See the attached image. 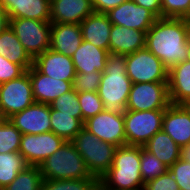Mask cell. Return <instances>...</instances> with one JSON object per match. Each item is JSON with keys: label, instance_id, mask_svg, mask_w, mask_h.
Instances as JSON below:
<instances>
[{"label": "cell", "instance_id": "cell-1", "mask_svg": "<svg viewBox=\"0 0 190 190\" xmlns=\"http://www.w3.org/2000/svg\"><path fill=\"white\" fill-rule=\"evenodd\" d=\"M189 24L187 18H158L146 32L145 47L167 69L188 60Z\"/></svg>", "mask_w": 190, "mask_h": 190}, {"label": "cell", "instance_id": "cell-2", "mask_svg": "<svg viewBox=\"0 0 190 190\" xmlns=\"http://www.w3.org/2000/svg\"><path fill=\"white\" fill-rule=\"evenodd\" d=\"M131 86L132 81L126 73L125 55L109 53L97 91L104 110L124 115Z\"/></svg>", "mask_w": 190, "mask_h": 190}, {"label": "cell", "instance_id": "cell-3", "mask_svg": "<svg viewBox=\"0 0 190 190\" xmlns=\"http://www.w3.org/2000/svg\"><path fill=\"white\" fill-rule=\"evenodd\" d=\"M141 146L117 147L110 169L100 183L110 190H143L145 183L140 172Z\"/></svg>", "mask_w": 190, "mask_h": 190}, {"label": "cell", "instance_id": "cell-4", "mask_svg": "<svg viewBox=\"0 0 190 190\" xmlns=\"http://www.w3.org/2000/svg\"><path fill=\"white\" fill-rule=\"evenodd\" d=\"M43 180L95 179L71 141L39 165Z\"/></svg>", "mask_w": 190, "mask_h": 190}, {"label": "cell", "instance_id": "cell-5", "mask_svg": "<svg viewBox=\"0 0 190 190\" xmlns=\"http://www.w3.org/2000/svg\"><path fill=\"white\" fill-rule=\"evenodd\" d=\"M71 142L82 156L91 175L100 180L112 166L117 146L100 140L84 127Z\"/></svg>", "mask_w": 190, "mask_h": 190}, {"label": "cell", "instance_id": "cell-6", "mask_svg": "<svg viewBox=\"0 0 190 190\" xmlns=\"http://www.w3.org/2000/svg\"><path fill=\"white\" fill-rule=\"evenodd\" d=\"M165 110L131 111L123 115L126 145L143 146L162 130Z\"/></svg>", "mask_w": 190, "mask_h": 190}, {"label": "cell", "instance_id": "cell-7", "mask_svg": "<svg viewBox=\"0 0 190 190\" xmlns=\"http://www.w3.org/2000/svg\"><path fill=\"white\" fill-rule=\"evenodd\" d=\"M125 62L132 83H168V69L146 47L125 55Z\"/></svg>", "mask_w": 190, "mask_h": 190}, {"label": "cell", "instance_id": "cell-8", "mask_svg": "<svg viewBox=\"0 0 190 190\" xmlns=\"http://www.w3.org/2000/svg\"><path fill=\"white\" fill-rule=\"evenodd\" d=\"M10 27L33 60L50 49V21L14 18L10 19Z\"/></svg>", "mask_w": 190, "mask_h": 190}, {"label": "cell", "instance_id": "cell-9", "mask_svg": "<svg viewBox=\"0 0 190 190\" xmlns=\"http://www.w3.org/2000/svg\"><path fill=\"white\" fill-rule=\"evenodd\" d=\"M35 102L28 70L18 78L0 84V116L8 119Z\"/></svg>", "mask_w": 190, "mask_h": 190}, {"label": "cell", "instance_id": "cell-10", "mask_svg": "<svg viewBox=\"0 0 190 190\" xmlns=\"http://www.w3.org/2000/svg\"><path fill=\"white\" fill-rule=\"evenodd\" d=\"M170 104L168 83H132L126 110H165Z\"/></svg>", "mask_w": 190, "mask_h": 190}, {"label": "cell", "instance_id": "cell-11", "mask_svg": "<svg viewBox=\"0 0 190 190\" xmlns=\"http://www.w3.org/2000/svg\"><path fill=\"white\" fill-rule=\"evenodd\" d=\"M66 141L55 133L24 134L21 137L19 153L30 166H39L56 152Z\"/></svg>", "mask_w": 190, "mask_h": 190}, {"label": "cell", "instance_id": "cell-12", "mask_svg": "<svg viewBox=\"0 0 190 190\" xmlns=\"http://www.w3.org/2000/svg\"><path fill=\"white\" fill-rule=\"evenodd\" d=\"M84 128L104 142L117 147L126 145L123 115L103 110L85 120Z\"/></svg>", "mask_w": 190, "mask_h": 190}, {"label": "cell", "instance_id": "cell-13", "mask_svg": "<svg viewBox=\"0 0 190 190\" xmlns=\"http://www.w3.org/2000/svg\"><path fill=\"white\" fill-rule=\"evenodd\" d=\"M109 21L117 26H124L147 32L158 19L151 11L134 3L132 0L123 2L116 8L105 13Z\"/></svg>", "mask_w": 190, "mask_h": 190}, {"label": "cell", "instance_id": "cell-14", "mask_svg": "<svg viewBox=\"0 0 190 190\" xmlns=\"http://www.w3.org/2000/svg\"><path fill=\"white\" fill-rule=\"evenodd\" d=\"M24 134H41L51 132L50 105L34 102L23 111L8 118Z\"/></svg>", "mask_w": 190, "mask_h": 190}, {"label": "cell", "instance_id": "cell-15", "mask_svg": "<svg viewBox=\"0 0 190 190\" xmlns=\"http://www.w3.org/2000/svg\"><path fill=\"white\" fill-rule=\"evenodd\" d=\"M33 65L42 74L55 80L73 81L76 75L72 58L51 49L38 55Z\"/></svg>", "mask_w": 190, "mask_h": 190}, {"label": "cell", "instance_id": "cell-16", "mask_svg": "<svg viewBox=\"0 0 190 190\" xmlns=\"http://www.w3.org/2000/svg\"><path fill=\"white\" fill-rule=\"evenodd\" d=\"M35 102L51 104L73 88V81L55 80L42 74L34 65L28 70Z\"/></svg>", "mask_w": 190, "mask_h": 190}, {"label": "cell", "instance_id": "cell-17", "mask_svg": "<svg viewBox=\"0 0 190 190\" xmlns=\"http://www.w3.org/2000/svg\"><path fill=\"white\" fill-rule=\"evenodd\" d=\"M50 22L80 24L94 13L92 0H50Z\"/></svg>", "mask_w": 190, "mask_h": 190}, {"label": "cell", "instance_id": "cell-18", "mask_svg": "<svg viewBox=\"0 0 190 190\" xmlns=\"http://www.w3.org/2000/svg\"><path fill=\"white\" fill-rule=\"evenodd\" d=\"M162 130L182 148L190 143V116L180 105L170 104L164 111Z\"/></svg>", "mask_w": 190, "mask_h": 190}, {"label": "cell", "instance_id": "cell-19", "mask_svg": "<svg viewBox=\"0 0 190 190\" xmlns=\"http://www.w3.org/2000/svg\"><path fill=\"white\" fill-rule=\"evenodd\" d=\"M82 41L80 24L51 23V50L72 57Z\"/></svg>", "mask_w": 190, "mask_h": 190}, {"label": "cell", "instance_id": "cell-20", "mask_svg": "<svg viewBox=\"0 0 190 190\" xmlns=\"http://www.w3.org/2000/svg\"><path fill=\"white\" fill-rule=\"evenodd\" d=\"M10 19L50 21V0H0Z\"/></svg>", "mask_w": 190, "mask_h": 190}, {"label": "cell", "instance_id": "cell-21", "mask_svg": "<svg viewBox=\"0 0 190 190\" xmlns=\"http://www.w3.org/2000/svg\"><path fill=\"white\" fill-rule=\"evenodd\" d=\"M109 52L90 42L82 41L80 47L72 55V60L75 66L76 73H92L105 70V64Z\"/></svg>", "mask_w": 190, "mask_h": 190}, {"label": "cell", "instance_id": "cell-22", "mask_svg": "<svg viewBox=\"0 0 190 190\" xmlns=\"http://www.w3.org/2000/svg\"><path fill=\"white\" fill-rule=\"evenodd\" d=\"M82 38L94 46L109 52L110 31L112 23L104 13H96L87 16L81 23Z\"/></svg>", "mask_w": 190, "mask_h": 190}, {"label": "cell", "instance_id": "cell-23", "mask_svg": "<svg viewBox=\"0 0 190 190\" xmlns=\"http://www.w3.org/2000/svg\"><path fill=\"white\" fill-rule=\"evenodd\" d=\"M146 33L112 24L109 53L131 54L145 48Z\"/></svg>", "mask_w": 190, "mask_h": 190}, {"label": "cell", "instance_id": "cell-24", "mask_svg": "<svg viewBox=\"0 0 190 190\" xmlns=\"http://www.w3.org/2000/svg\"><path fill=\"white\" fill-rule=\"evenodd\" d=\"M168 92L171 104L179 105L190 98V61L186 60L168 69Z\"/></svg>", "mask_w": 190, "mask_h": 190}, {"label": "cell", "instance_id": "cell-25", "mask_svg": "<svg viewBox=\"0 0 190 190\" xmlns=\"http://www.w3.org/2000/svg\"><path fill=\"white\" fill-rule=\"evenodd\" d=\"M143 148L155 155L167 167L180 159L181 147L163 130L157 132Z\"/></svg>", "mask_w": 190, "mask_h": 190}, {"label": "cell", "instance_id": "cell-26", "mask_svg": "<svg viewBox=\"0 0 190 190\" xmlns=\"http://www.w3.org/2000/svg\"><path fill=\"white\" fill-rule=\"evenodd\" d=\"M0 55L12 63L22 65L26 70L33 66V59L26 52L10 26L0 33Z\"/></svg>", "mask_w": 190, "mask_h": 190}, {"label": "cell", "instance_id": "cell-27", "mask_svg": "<svg viewBox=\"0 0 190 190\" xmlns=\"http://www.w3.org/2000/svg\"><path fill=\"white\" fill-rule=\"evenodd\" d=\"M50 124L51 131L65 141H72L84 127V123L80 119L75 118V114H58V111L51 107Z\"/></svg>", "mask_w": 190, "mask_h": 190}, {"label": "cell", "instance_id": "cell-28", "mask_svg": "<svg viewBox=\"0 0 190 190\" xmlns=\"http://www.w3.org/2000/svg\"><path fill=\"white\" fill-rule=\"evenodd\" d=\"M27 162L19 152L0 153V190L11 184Z\"/></svg>", "mask_w": 190, "mask_h": 190}, {"label": "cell", "instance_id": "cell-29", "mask_svg": "<svg viewBox=\"0 0 190 190\" xmlns=\"http://www.w3.org/2000/svg\"><path fill=\"white\" fill-rule=\"evenodd\" d=\"M43 182L39 166H27L13 182L2 190H41Z\"/></svg>", "mask_w": 190, "mask_h": 190}, {"label": "cell", "instance_id": "cell-30", "mask_svg": "<svg viewBox=\"0 0 190 190\" xmlns=\"http://www.w3.org/2000/svg\"><path fill=\"white\" fill-rule=\"evenodd\" d=\"M22 133L9 119L0 121V153L19 152Z\"/></svg>", "mask_w": 190, "mask_h": 190}, {"label": "cell", "instance_id": "cell-31", "mask_svg": "<svg viewBox=\"0 0 190 190\" xmlns=\"http://www.w3.org/2000/svg\"><path fill=\"white\" fill-rule=\"evenodd\" d=\"M168 169L166 164L141 146L140 172L144 183L166 173Z\"/></svg>", "mask_w": 190, "mask_h": 190}, {"label": "cell", "instance_id": "cell-32", "mask_svg": "<svg viewBox=\"0 0 190 190\" xmlns=\"http://www.w3.org/2000/svg\"><path fill=\"white\" fill-rule=\"evenodd\" d=\"M78 93L72 88L70 91L54 100L50 107L58 114H75V118L82 121V112L79 104Z\"/></svg>", "mask_w": 190, "mask_h": 190}, {"label": "cell", "instance_id": "cell-33", "mask_svg": "<svg viewBox=\"0 0 190 190\" xmlns=\"http://www.w3.org/2000/svg\"><path fill=\"white\" fill-rule=\"evenodd\" d=\"M78 99L83 123L104 110L103 102L97 92H80L78 93Z\"/></svg>", "mask_w": 190, "mask_h": 190}, {"label": "cell", "instance_id": "cell-34", "mask_svg": "<svg viewBox=\"0 0 190 190\" xmlns=\"http://www.w3.org/2000/svg\"><path fill=\"white\" fill-rule=\"evenodd\" d=\"M96 179L43 180L41 190H88Z\"/></svg>", "mask_w": 190, "mask_h": 190}, {"label": "cell", "instance_id": "cell-35", "mask_svg": "<svg viewBox=\"0 0 190 190\" xmlns=\"http://www.w3.org/2000/svg\"><path fill=\"white\" fill-rule=\"evenodd\" d=\"M162 17L190 18V0H161Z\"/></svg>", "mask_w": 190, "mask_h": 190}, {"label": "cell", "instance_id": "cell-36", "mask_svg": "<svg viewBox=\"0 0 190 190\" xmlns=\"http://www.w3.org/2000/svg\"><path fill=\"white\" fill-rule=\"evenodd\" d=\"M101 72H92V73H76L73 80V89L77 92H97L100 81H101Z\"/></svg>", "mask_w": 190, "mask_h": 190}, {"label": "cell", "instance_id": "cell-37", "mask_svg": "<svg viewBox=\"0 0 190 190\" xmlns=\"http://www.w3.org/2000/svg\"><path fill=\"white\" fill-rule=\"evenodd\" d=\"M168 170L173 175L180 190H190V162L180 158Z\"/></svg>", "mask_w": 190, "mask_h": 190}, {"label": "cell", "instance_id": "cell-38", "mask_svg": "<svg viewBox=\"0 0 190 190\" xmlns=\"http://www.w3.org/2000/svg\"><path fill=\"white\" fill-rule=\"evenodd\" d=\"M26 71L22 65L12 63L0 55V84L18 78Z\"/></svg>", "mask_w": 190, "mask_h": 190}, {"label": "cell", "instance_id": "cell-39", "mask_svg": "<svg viewBox=\"0 0 190 190\" xmlns=\"http://www.w3.org/2000/svg\"><path fill=\"white\" fill-rule=\"evenodd\" d=\"M143 190H180L173 175L168 170L155 179L145 183Z\"/></svg>", "mask_w": 190, "mask_h": 190}, {"label": "cell", "instance_id": "cell-40", "mask_svg": "<svg viewBox=\"0 0 190 190\" xmlns=\"http://www.w3.org/2000/svg\"><path fill=\"white\" fill-rule=\"evenodd\" d=\"M127 0H92V6L96 13H107Z\"/></svg>", "mask_w": 190, "mask_h": 190}, {"label": "cell", "instance_id": "cell-41", "mask_svg": "<svg viewBox=\"0 0 190 190\" xmlns=\"http://www.w3.org/2000/svg\"><path fill=\"white\" fill-rule=\"evenodd\" d=\"M139 6L151 11L157 18L162 17L161 0H132Z\"/></svg>", "mask_w": 190, "mask_h": 190}, {"label": "cell", "instance_id": "cell-42", "mask_svg": "<svg viewBox=\"0 0 190 190\" xmlns=\"http://www.w3.org/2000/svg\"><path fill=\"white\" fill-rule=\"evenodd\" d=\"M10 26V18L0 3V33Z\"/></svg>", "mask_w": 190, "mask_h": 190}, {"label": "cell", "instance_id": "cell-43", "mask_svg": "<svg viewBox=\"0 0 190 190\" xmlns=\"http://www.w3.org/2000/svg\"><path fill=\"white\" fill-rule=\"evenodd\" d=\"M180 158L190 162V143L181 148Z\"/></svg>", "mask_w": 190, "mask_h": 190}, {"label": "cell", "instance_id": "cell-44", "mask_svg": "<svg viewBox=\"0 0 190 190\" xmlns=\"http://www.w3.org/2000/svg\"><path fill=\"white\" fill-rule=\"evenodd\" d=\"M180 107L183 108L188 115L190 116V98L189 99H185L183 102H181Z\"/></svg>", "mask_w": 190, "mask_h": 190}, {"label": "cell", "instance_id": "cell-45", "mask_svg": "<svg viewBox=\"0 0 190 190\" xmlns=\"http://www.w3.org/2000/svg\"><path fill=\"white\" fill-rule=\"evenodd\" d=\"M88 190H99V180H97Z\"/></svg>", "mask_w": 190, "mask_h": 190}, {"label": "cell", "instance_id": "cell-46", "mask_svg": "<svg viewBox=\"0 0 190 190\" xmlns=\"http://www.w3.org/2000/svg\"><path fill=\"white\" fill-rule=\"evenodd\" d=\"M99 190H110L108 188H105L99 181Z\"/></svg>", "mask_w": 190, "mask_h": 190}, {"label": "cell", "instance_id": "cell-47", "mask_svg": "<svg viewBox=\"0 0 190 190\" xmlns=\"http://www.w3.org/2000/svg\"><path fill=\"white\" fill-rule=\"evenodd\" d=\"M188 60L190 61V39H189V56H188Z\"/></svg>", "mask_w": 190, "mask_h": 190}, {"label": "cell", "instance_id": "cell-48", "mask_svg": "<svg viewBox=\"0 0 190 190\" xmlns=\"http://www.w3.org/2000/svg\"><path fill=\"white\" fill-rule=\"evenodd\" d=\"M188 24H189V35H190V18L188 19Z\"/></svg>", "mask_w": 190, "mask_h": 190}]
</instances>
